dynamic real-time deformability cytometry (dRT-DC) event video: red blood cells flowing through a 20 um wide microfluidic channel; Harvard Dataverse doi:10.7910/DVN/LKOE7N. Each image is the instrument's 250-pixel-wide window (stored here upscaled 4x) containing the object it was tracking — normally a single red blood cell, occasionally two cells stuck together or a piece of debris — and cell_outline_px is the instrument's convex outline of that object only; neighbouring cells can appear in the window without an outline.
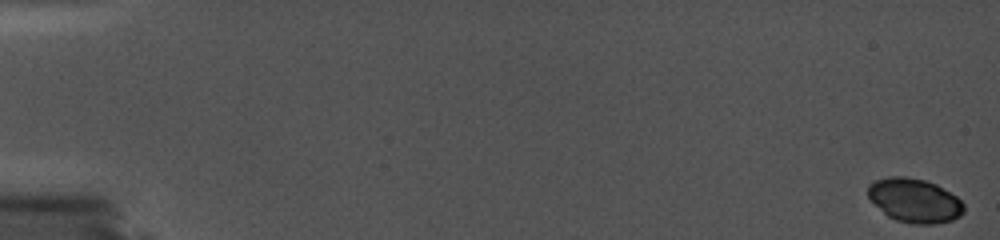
{"species": "common noctule bat (a hibernating species)", "species_latin": "Nyctalus noctula", "temperature_condition": "cold", "stored_images_in_passage": 16, "camera_frame_rate_fps": 5000, "um_per_image_px": 0.085, "animal": {"sex": "female", "body_mass_g": 19.0, "forearm_length_mm": 56.7}, "frame": {"image": 1, "passage_image": 1, "time_ms": 0.0, "image_size_px": [1000, 240], "cell_outline_px": [[964, 208], [956, 216], [948, 220], [936, 224], [908, 224], [896, 220], [888, 216], [868, 196], [868, 188], [876, 180], [888, 176], [904, 176], [924, 180], [936, 184], [944, 188], [956, 196], [960, 200]], "centroid_in_image_um": [77.72, 17.03], "position_along_channel_um": 7.3, "area_um2": 24.1}}